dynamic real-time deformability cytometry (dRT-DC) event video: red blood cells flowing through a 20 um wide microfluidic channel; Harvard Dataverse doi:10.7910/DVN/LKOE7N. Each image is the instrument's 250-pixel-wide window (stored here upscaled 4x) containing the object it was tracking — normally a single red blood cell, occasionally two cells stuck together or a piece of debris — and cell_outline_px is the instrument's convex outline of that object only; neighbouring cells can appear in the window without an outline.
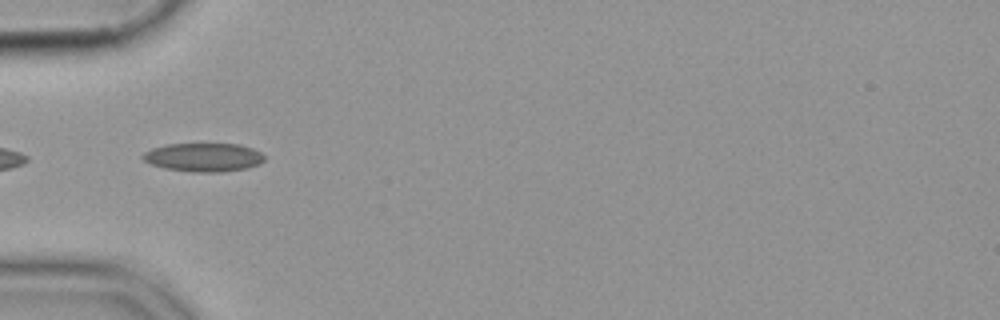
{"species": "common noctule bat (a hibernating species)", "species_latin": "Nyctalus noctula", "temperature_condition": "cold", "stored_images_in_passage": 37, "camera_frame_rate_fps": 3000, "um_per_image_px": 0.085, "animal": {"sex": "female", "body_mass_g": 19.9}, "frame": {"image": 1, "passage_image": 1, "time_ms": 0.0, "image_size_px": [1000, 320], "cell_outline_px": [[264, 160], [260, 164], [248, 168], [224, 172], [192, 172], [164, 168], [152, 164], [144, 160], [140, 156], [144, 152], [152, 148], [168, 144], [236, 144], [252, 148], [260, 152], [264, 156]], "centroid_in_image_um": [17.31, 13.38], "position_along_channel_um": 67.7, "area_um2": 20.29}}